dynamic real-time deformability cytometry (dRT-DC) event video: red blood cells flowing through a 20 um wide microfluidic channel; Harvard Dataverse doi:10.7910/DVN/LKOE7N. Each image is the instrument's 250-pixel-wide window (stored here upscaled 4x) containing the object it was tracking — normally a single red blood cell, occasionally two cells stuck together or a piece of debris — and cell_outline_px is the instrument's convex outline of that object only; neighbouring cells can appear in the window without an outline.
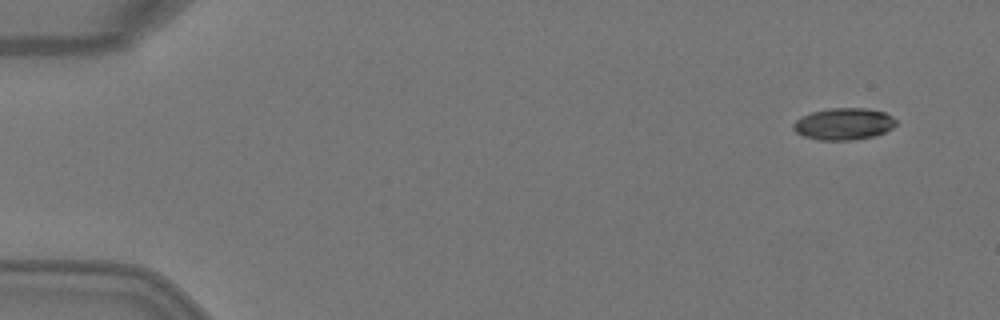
{"species": "Egyptian fruit bat (a non-hibernating species)", "species_latin": "Rousettus aegyptiacus", "temperature_condition": "warm", "stored_images_in_passage": 5, "camera_frame_rate_fps": 3000, "um_per_image_px": 0.085, "animal": {"sex": "female"}, "frame": {"image": 1, "passage_image": 1, "time_ms": 0.0, "image_size_px": [1000, 320], "cell_outline_px": [[896, 124], [892, 128], [876, 136], [852, 140], [820, 140], [804, 136], [796, 132], [792, 128], [792, 124], [800, 116], [812, 112], [828, 108], [868, 108], [884, 112], [892, 116], [896, 120]], "centroid_in_image_um": [71.71, 10.53], "position_along_channel_um": 13.3, "area_um2": 19.19}}
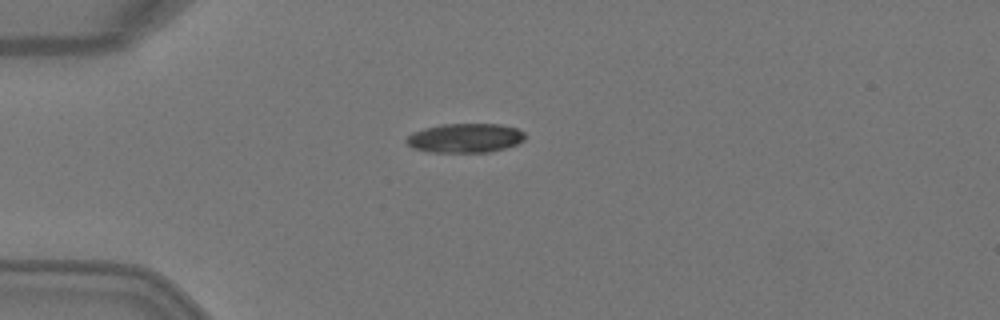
{"frame": {"image": 2, "passage_image": 4, "time_ms": 1.0, "image_size_px": [1000, 320], "cell_outline_px": [[524, 140], [516, 144], [504, 148], [488, 152], [428, 152], [412, 148], [404, 140], [412, 132], [424, 128], [440, 124], [500, 124], [516, 128], [524, 132]], "centroid_in_image_um": [39.5, 11.73], "position_along_channel_um": 45.5, "area_um2": 20.23}}
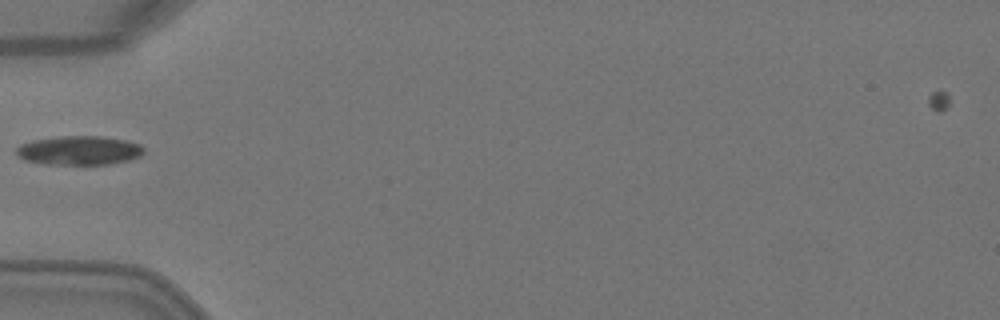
{"frame": {"image": 3, "passage_image": 5, "time_ms": 1.333, "image_size_px": [1000, 320], "cell_outline_px": [[144, 152], [140, 156], [128, 160], [108, 164], [44, 164], [24, 160], [16, 152], [16, 148], [20, 144], [32, 140], [60, 136], [100, 136], [124, 140], [140, 144], [144, 148]], "centroid_in_image_um": [6.72, 12.78], "position_along_channel_um": 78.3, "area_um2": 21.5}}